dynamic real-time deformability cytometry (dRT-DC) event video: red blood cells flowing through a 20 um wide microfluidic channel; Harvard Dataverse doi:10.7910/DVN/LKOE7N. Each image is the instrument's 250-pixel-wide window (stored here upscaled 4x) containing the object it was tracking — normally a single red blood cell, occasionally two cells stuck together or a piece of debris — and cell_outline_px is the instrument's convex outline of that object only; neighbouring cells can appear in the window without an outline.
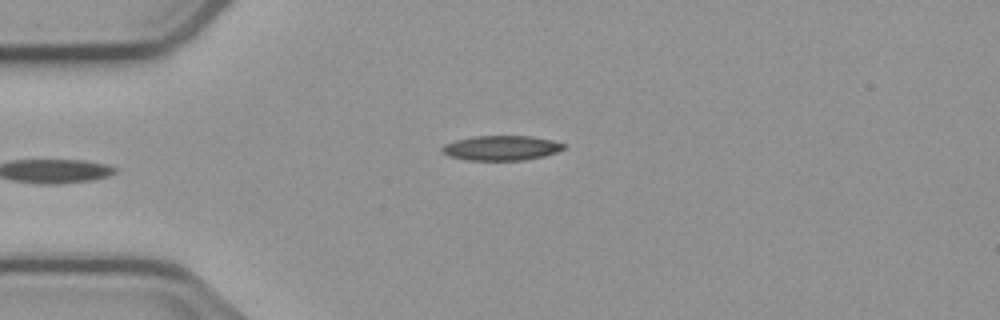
{"species": "common noctule bat (a hibernating species)", "species_latin": "Nyctalus noctula", "temperature_condition": "cold", "stored_images_in_passage": 4, "camera_frame_rate_fps": 3000, "um_per_image_px": 0.085, "animal": {"sex": "male", "body_mass_g": 23.1, "forearm_length_mm": 52.7}, "frame": {"image": 1, "passage_image": 4, "time_ms": 4.333, "image_size_px": [1000, 320], "cell_outline_px": [[564, 148], [556, 152], [544, 156], [524, 160], [468, 160], [448, 156], [440, 152], [440, 148], [444, 144], [456, 140], [472, 136], [532, 136], [552, 140], [564, 144]], "centroid_in_image_um": [42.56, 12.57], "position_along_channel_um": 42.4, "area_um2": 17.63}}